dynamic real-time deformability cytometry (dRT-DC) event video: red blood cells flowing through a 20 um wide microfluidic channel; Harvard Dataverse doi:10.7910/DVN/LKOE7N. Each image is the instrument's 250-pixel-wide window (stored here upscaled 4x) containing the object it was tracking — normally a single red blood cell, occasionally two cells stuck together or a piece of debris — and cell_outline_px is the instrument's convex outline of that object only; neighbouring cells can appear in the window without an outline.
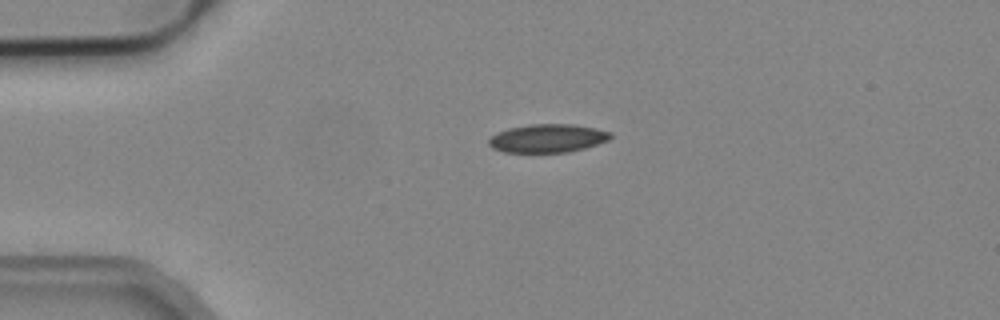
{"species": "common noctule bat (a hibernating species)", "species_latin": "Nyctalus noctula", "temperature_condition": "cold", "stored_images_in_passage": 41, "camera_frame_rate_fps": 3000, "um_per_image_px": 0.085, "animal": {"sex": "male", "body_mass_g": 19.2, "forearm_length_mm": 51.8}, "frame": {"image": 1, "passage_image": 1, "time_ms": 0.0, "image_size_px": [1000, 320], "cell_outline_px": [[612, 136], [608, 140], [584, 148], [568, 152], [504, 152], [492, 148], [488, 144], [488, 140], [496, 132], [508, 128], [528, 124], [572, 124], [596, 128], [612, 132]], "centroid_in_image_um": [46.53, 11.74], "position_along_channel_um": 38.5, "area_um2": 20.17}}
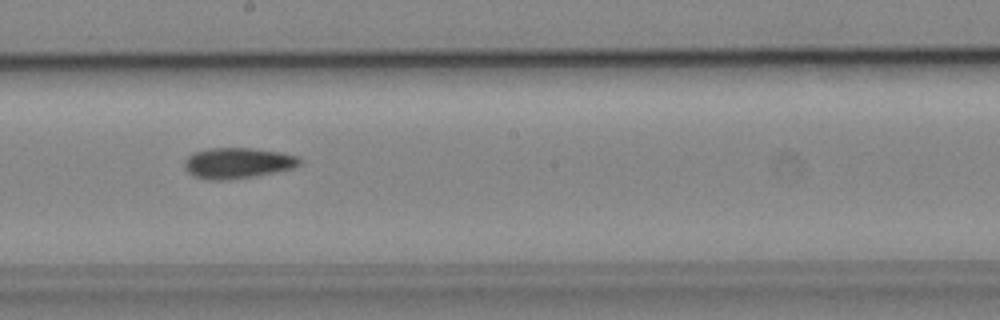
{"frame": {"image": 2, "passage_image": 18, "time_ms": 5.667, "image_size_px": [1000, 320], "cell_outline_px": [[300, 164], [292, 168], [276, 172], [256, 176], [220, 180], [208, 180], [196, 176], [188, 172], [184, 168], [184, 160], [188, 156], [196, 152], [212, 148], [252, 148], [280, 152], [300, 156]], "centroid_in_image_um": [20.21, 13.85], "position_along_channel_um": 228.0, "area_um2": 20.52}}
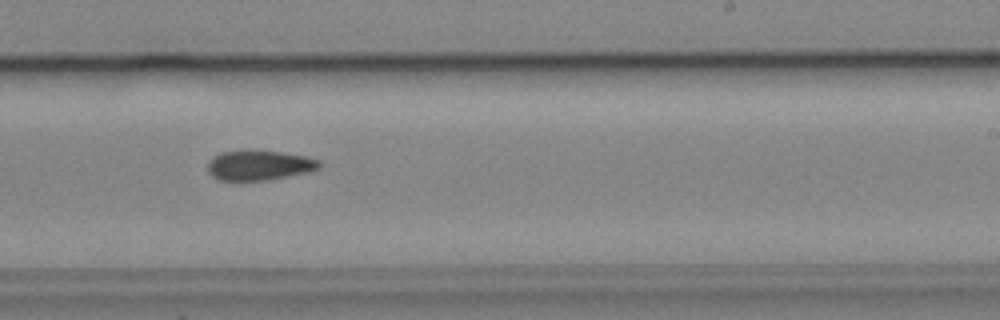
{"frame": {"image": 3, "passage_image": 21, "time_ms": 6.667, "image_size_px": [1000, 320], "cell_outline_px": [[320, 168], [308, 172], [268, 180], [220, 180], [212, 176], [208, 172], [208, 160], [212, 156], [220, 152], [280, 152], [304, 156], [320, 160]], "centroid_in_image_um": [22.02, 14.07], "position_along_channel_um": 267.0, "area_um2": 19.02}}